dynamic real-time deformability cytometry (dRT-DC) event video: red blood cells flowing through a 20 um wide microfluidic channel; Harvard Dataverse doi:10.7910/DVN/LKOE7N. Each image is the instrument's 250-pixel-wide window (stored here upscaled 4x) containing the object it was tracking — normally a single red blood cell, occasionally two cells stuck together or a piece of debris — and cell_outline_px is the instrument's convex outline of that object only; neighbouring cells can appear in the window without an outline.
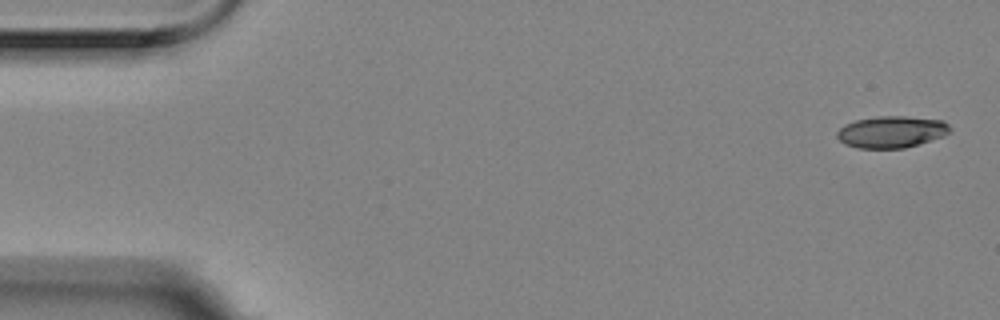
{"species": "Egyptian fruit bat (a non-hibernating species)", "species_latin": "Rousettus aegyptiacus", "temperature_condition": "room temperature", "stored_images_in_passage": 6, "segment_of_instrument_passage": [1, 2], "camera_frame_rate_fps": 3000, "um_per_image_px": 0.085, "animal": {"sex": "female"}, "frame": {"image": 1, "passage_image": 1, "time_ms": 0.0, "image_size_px": [1000, 320], "cell_outline_px": [[952, 132], [944, 136], [904, 148], [860, 148], [844, 144], [836, 136], [836, 132], [844, 124], [856, 120], [876, 116], [904, 116], [944, 120], [952, 128]], "centroid_in_image_um": [75.8, 11.2], "position_along_channel_um": 9.2, "area_um2": 21.04}}